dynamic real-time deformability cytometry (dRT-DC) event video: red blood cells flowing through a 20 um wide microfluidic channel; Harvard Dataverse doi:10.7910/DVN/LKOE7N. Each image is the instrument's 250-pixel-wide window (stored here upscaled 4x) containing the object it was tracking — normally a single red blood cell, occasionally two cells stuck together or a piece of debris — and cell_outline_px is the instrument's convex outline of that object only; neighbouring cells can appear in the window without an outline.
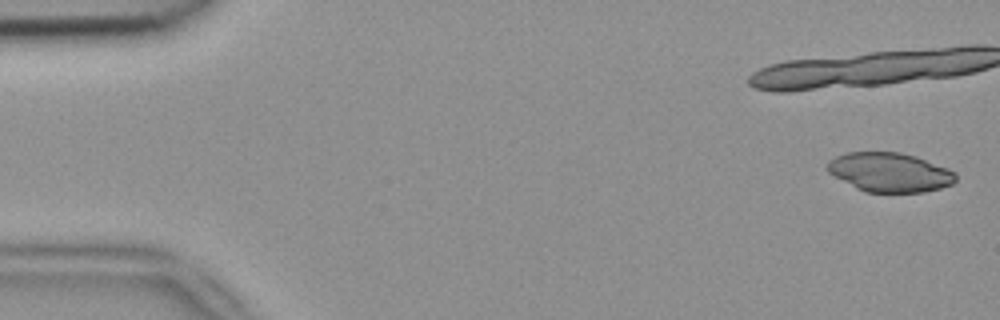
{"species": "common noctule bat (a hibernating species)", "species_latin": "Nyctalus noctula", "temperature_condition": "room temperature", "stored_images_in_passage": 5, "segment_of_instrument_passage": [2, 2], "camera_frame_rate_fps": 3000, "um_per_image_px": 0.085, "animal": {"sex": "female", "body_mass_g": 18.4}, "frame": {"image": 1, "passage_image": 5, "time_ms": 1.333, "image_size_px": [1000, 320], "cell_outline_px": [[956, 180], [952, 184], [940, 188], [924, 192], [864, 192], [856, 188], [828, 172], [828, 160], [836, 156], [848, 152], [900, 152], [916, 156], [948, 168], [956, 172]], "centroid_in_image_um": [75.65, 14.64], "position_along_channel_um": 9.4, "area_um2": 29.3}}